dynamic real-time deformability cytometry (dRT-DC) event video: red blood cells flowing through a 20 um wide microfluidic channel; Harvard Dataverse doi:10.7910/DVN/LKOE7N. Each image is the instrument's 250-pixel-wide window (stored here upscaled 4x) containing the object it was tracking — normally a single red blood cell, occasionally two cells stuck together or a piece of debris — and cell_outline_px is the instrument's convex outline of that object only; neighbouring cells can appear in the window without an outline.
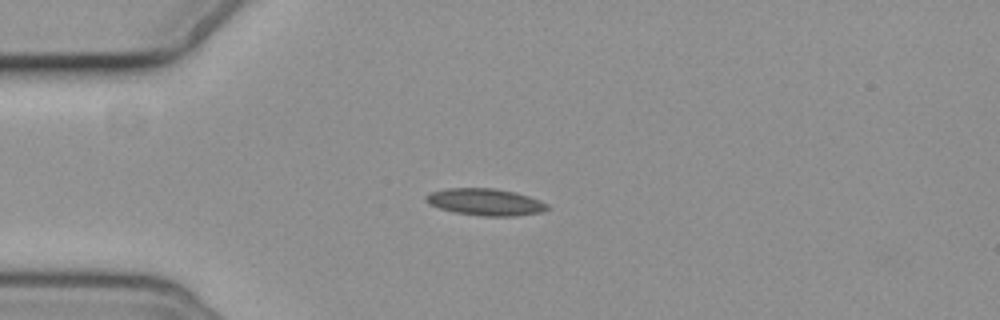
{"species": "common noctule bat (a hibernating species)", "species_latin": "Nyctalus noctula", "temperature_condition": "cold", "stored_images_in_passage": 8, "camera_frame_rate_fps": 3000, "um_per_image_px": 0.085, "animal": {"sex": "female", "body_mass_g": 19.3, "forearm_length_mm": 54.1}, "frame": {"image": 1, "passage_image": 5, "time_ms": 4.667, "image_size_px": [1000, 320], "cell_outline_px": [[548, 208], [540, 212], [516, 216], [480, 216], [456, 212], [440, 208], [428, 204], [424, 200], [424, 196], [432, 192], [448, 188], [492, 188], [516, 192], [528, 196], [548, 204]], "centroid_in_image_um": [41.22, 17.17], "position_along_channel_um": 43.8, "area_um2": 18.9}}
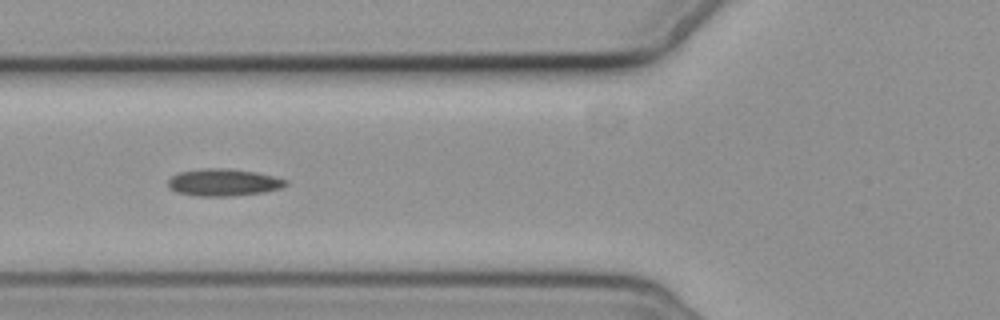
{"frame": {"image": 2, "passage_image": 7, "time_ms": 7.0, "image_size_px": [1000, 320], "cell_outline_px": [[288, 184], [280, 188], [264, 192], [228, 196], [196, 196], [176, 192], [168, 188], [168, 180], [172, 176], [180, 172], [200, 168], [224, 168], [256, 172], [288, 180]], "centroid_in_image_um": [18.97, 15.5], "position_along_channel_um": 106.8, "area_um2": 18.61}}
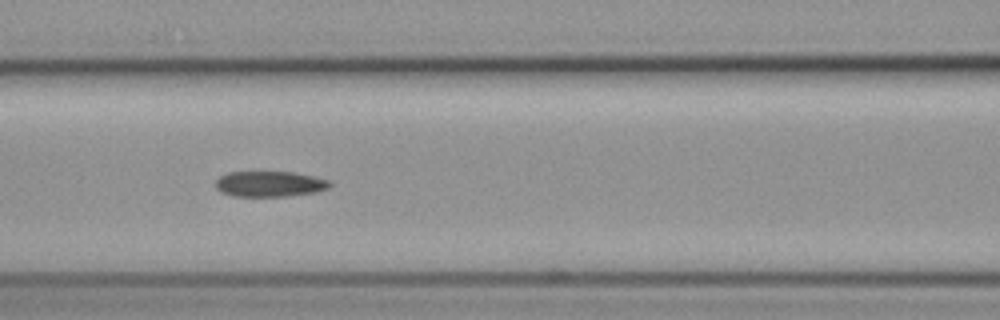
{"frame": {"image": 3, "passage_image": 8, "time_ms": 8.0, "image_size_px": [1000, 320], "cell_outline_px": [[332, 184], [328, 188], [316, 192], [288, 196], [232, 196], [220, 192], [216, 188], [216, 180], [220, 176], [228, 172], [292, 172], [312, 176], [328, 180]], "centroid_in_image_um": [22.9, 15.64], "position_along_channel_um": 143.7, "area_um2": 16.99}}